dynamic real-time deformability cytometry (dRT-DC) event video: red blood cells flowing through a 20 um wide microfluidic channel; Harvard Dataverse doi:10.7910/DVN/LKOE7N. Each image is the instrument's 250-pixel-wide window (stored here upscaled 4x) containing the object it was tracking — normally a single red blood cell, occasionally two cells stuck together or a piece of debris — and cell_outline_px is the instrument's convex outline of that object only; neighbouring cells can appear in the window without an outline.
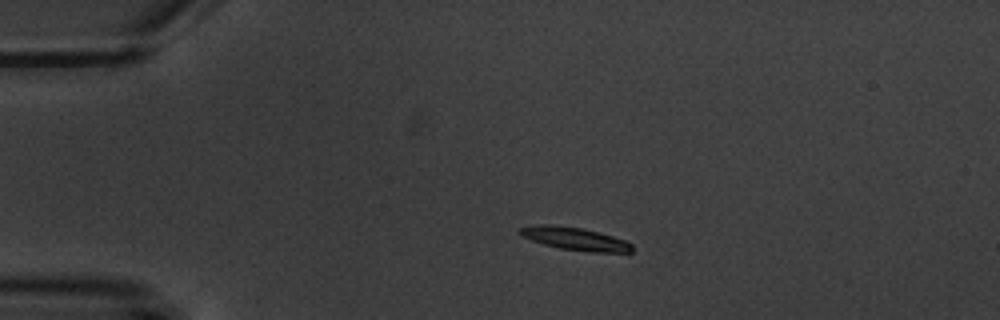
{"species": "common noctule bat (a hibernating species)", "species_latin": "Nyctalus noctula", "temperature_condition": "warm", "stored_images_in_passage": 6, "camera_frame_rate_fps": 3000, "um_per_image_px": 0.085, "animal": {"sex": "male", "body_mass_g": 20.1, "forearm_length_mm": 53.5}, "frame": {"image": 1, "passage_image": 2, "time_ms": 1.333, "image_size_px": [1000, 320], "cell_outline_px": [[632, 252], [592, 252], [560, 248], [544, 244], [532, 240], [516, 232], [520, 228], [540, 224], [548, 224], [580, 228], [612, 236], [624, 240], [632, 244]], "centroid_in_image_um": [48.86, 20.29], "position_along_channel_um": 36.1, "area_um2": 14.57}}
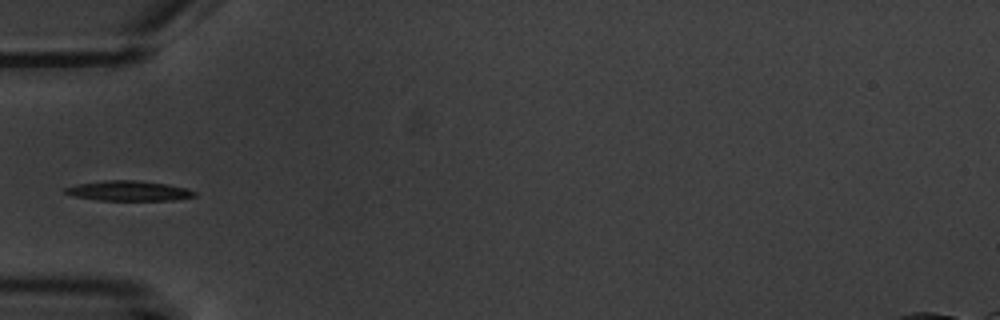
{"frame": {"image": 2, "passage_image": 4, "time_ms": 3.667, "image_size_px": [1000, 320], "cell_outline_px": [[196, 196], [172, 200], [96, 200], [76, 196], [64, 192], [64, 188], [76, 184], [104, 180], [136, 180], [168, 184], [184, 188], [196, 192]], "centroid_in_image_um": [10.92, 16.21], "position_along_channel_um": 74.1, "area_um2": 14.97}}
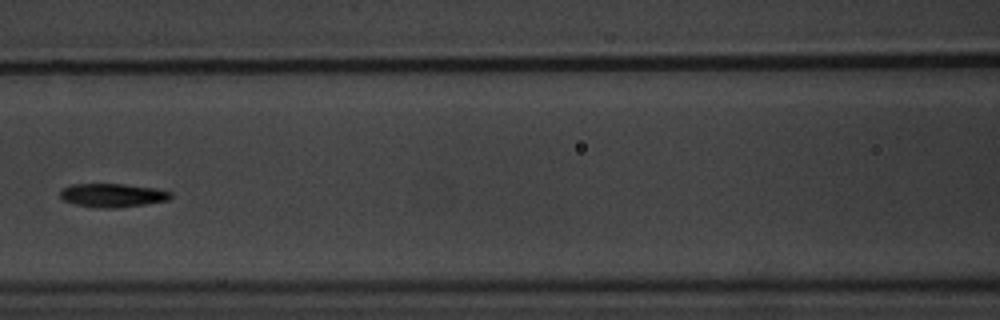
{"frame": {"image": 3, "passage_image": 6, "time_ms": 6.0, "image_size_px": [1000, 320], "cell_outline_px": [[172, 196], [168, 200], [144, 204], [116, 208], [96, 208], [76, 204], [64, 200], [60, 196], [60, 192], [64, 188], [72, 184], [124, 184], [156, 188], [172, 192]], "centroid_in_image_um": [9.58, 16.6], "position_along_channel_um": 157.0, "area_um2": 15.14}}